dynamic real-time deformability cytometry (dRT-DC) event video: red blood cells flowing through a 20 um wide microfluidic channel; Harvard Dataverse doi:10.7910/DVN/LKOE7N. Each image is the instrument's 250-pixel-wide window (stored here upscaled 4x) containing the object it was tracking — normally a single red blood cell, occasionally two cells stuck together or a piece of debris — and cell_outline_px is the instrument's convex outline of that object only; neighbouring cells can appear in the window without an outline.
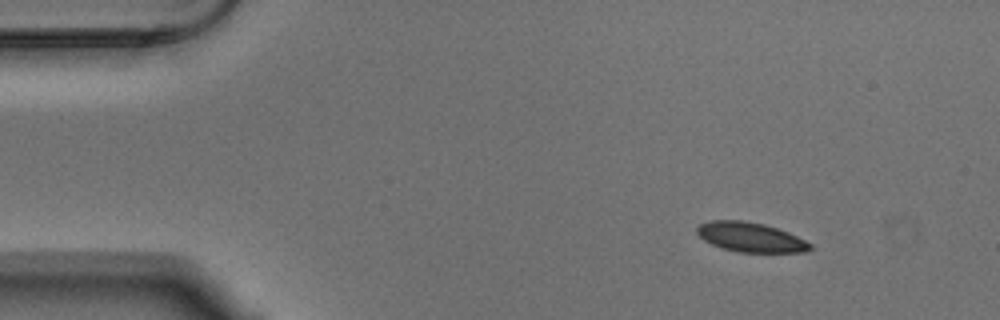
{"species": "Egyptian fruit bat (a non-hibernating species)", "species_latin": "Rousettus aegyptiacus", "temperature_condition": "warm", "stored_images_in_passage": 50, "camera_frame_rate_fps": 3000, "um_per_image_px": 0.085, "animal": {"sex": "male"}, "frame": {"image": 1, "passage_image": 1, "time_ms": 0.0, "image_size_px": [1000, 320], "cell_outline_px": [[812, 248], [808, 252], [736, 252], [720, 248], [704, 240], [696, 232], [696, 228], [700, 224], [708, 220], [740, 220], [764, 224], [788, 232], [812, 244]], "centroid_in_image_um": [63.78, 20.16], "position_along_channel_um": 21.2, "area_um2": 19.54}}
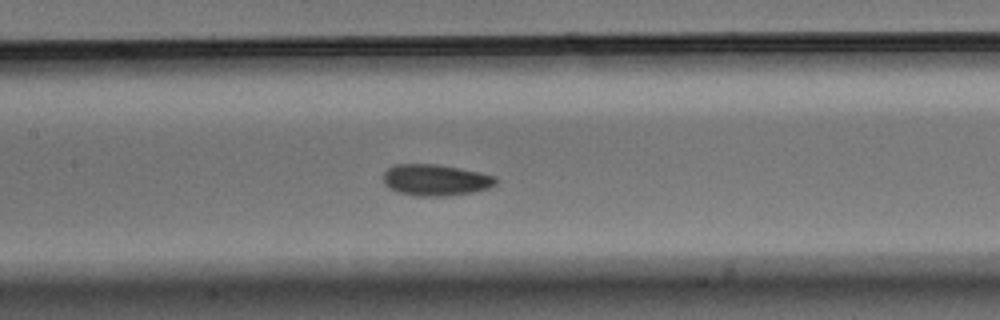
{"frame": {"image": 2, "passage_image": 20, "time_ms": 6.333, "image_size_px": [1000, 320], "cell_outline_px": [[500, 180], [496, 184], [488, 188], [472, 192], [448, 196], [416, 196], [400, 192], [388, 188], [384, 184], [384, 172], [392, 164], [436, 164], [460, 168], [480, 172], [496, 176]], "centroid_in_image_um": [37.04, 15.29], "position_along_channel_um": 170.4, "area_um2": 20.75}}
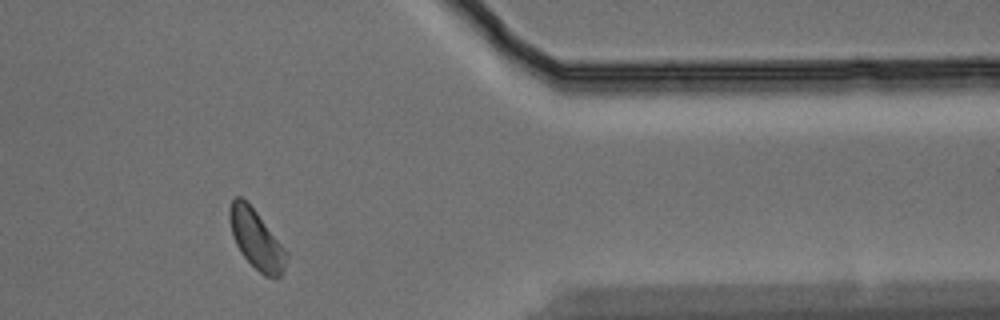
{"frame": {"image": 3, "passage_image": 40, "time_ms": 13.0, "image_size_px": [1000, 320], "cell_outline_px": [[288, 256], [284, 268], [280, 276], [264, 276], [240, 252], [232, 236], [228, 216], [228, 208], [232, 200], [236, 196], [240, 196], [256, 212], [288, 252]], "centroid_in_image_um": [21.76, 20.33], "position_along_channel_um": 389.6, "area_um2": 19.25}, "authors_computed_cell_mechanics": {"area_um2": 19.941, "velocity_mm_per_s": 3.6073, "shape_relaxation_time_tau1_ms": 2.7725, "shape_relaxation_time_tau2_ms": null, "deformation_change_tau1": 0.0635, "deformation_change_tau2": null}}